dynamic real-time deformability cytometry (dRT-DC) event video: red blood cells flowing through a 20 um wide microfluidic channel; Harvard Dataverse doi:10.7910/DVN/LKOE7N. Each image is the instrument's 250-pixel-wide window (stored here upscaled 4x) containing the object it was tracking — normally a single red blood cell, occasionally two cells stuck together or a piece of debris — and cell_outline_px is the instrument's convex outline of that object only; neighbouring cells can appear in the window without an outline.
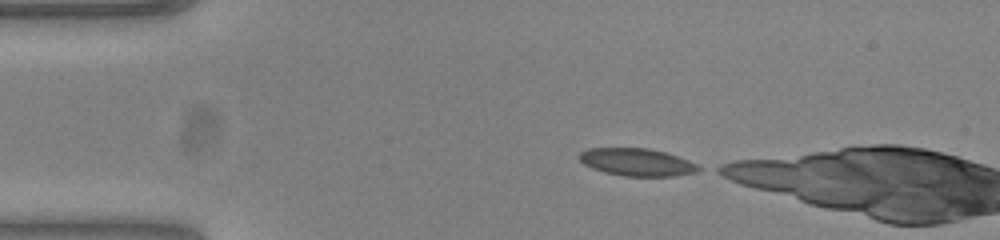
{"species": "common noctule bat (a hibernating species)", "species_latin": "Nyctalus noctula", "temperature_condition": "warm", "stored_images_in_passage": 27, "camera_frame_rate_fps": 3000, "um_per_image_px": 0.085, "animal": {"sex": "female", "body_mass_g": 23.0, "forearm_length_mm": 53.4}, "frame": {"image": 1, "passage_image": 1, "time_ms": 0.0, "image_size_px": [1000, 240], "cell_outline_px": [[704, 168], [696, 172], [672, 176], [624, 176], [604, 172], [592, 168], [584, 164], [576, 156], [580, 152], [588, 148], [648, 148], [664, 152], [688, 160]], "centroid_in_image_um": [54.11, 13.78], "position_along_channel_um": 30.9, "area_um2": 19.13}}
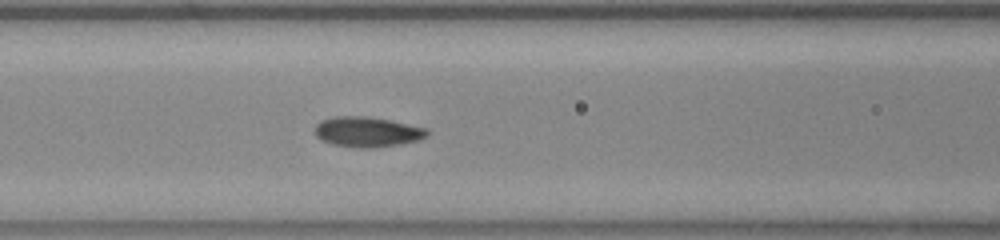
{"frame": {"image": 2, "passage_image": 13, "time_ms": 4.0, "image_size_px": [1000, 240], "cell_outline_px": [[428, 136], [416, 140], [400, 144], [372, 148], [360, 148], [332, 144], [320, 140], [316, 136], [316, 124], [320, 120], [332, 116], [368, 116], [392, 120], [428, 128]], "centroid_in_image_um": [31.21, 11.19], "position_along_channel_um": 135.4, "area_um2": 19.94}}
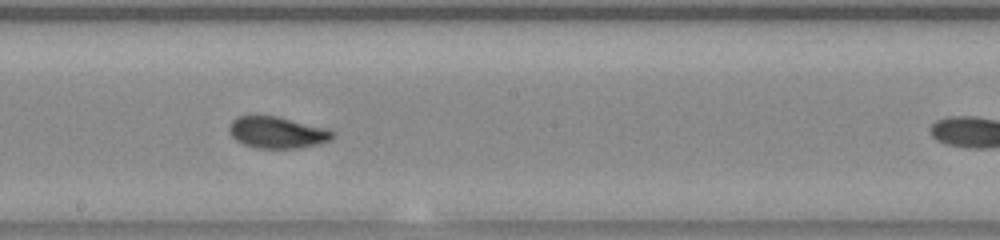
{"frame": {"image": 3, "passage_image": 20, "time_ms": 6.333, "image_size_px": [1000, 240], "cell_outline_px": [[336, 136], [328, 140], [316, 144], [296, 148], [256, 148], [244, 144], [236, 140], [228, 132], [228, 124], [232, 120], [240, 116], [276, 116], [328, 128], [336, 132]], "centroid_in_image_um": [23.55, 11.25], "position_along_channel_um": 224.6, "area_um2": 19.02}}